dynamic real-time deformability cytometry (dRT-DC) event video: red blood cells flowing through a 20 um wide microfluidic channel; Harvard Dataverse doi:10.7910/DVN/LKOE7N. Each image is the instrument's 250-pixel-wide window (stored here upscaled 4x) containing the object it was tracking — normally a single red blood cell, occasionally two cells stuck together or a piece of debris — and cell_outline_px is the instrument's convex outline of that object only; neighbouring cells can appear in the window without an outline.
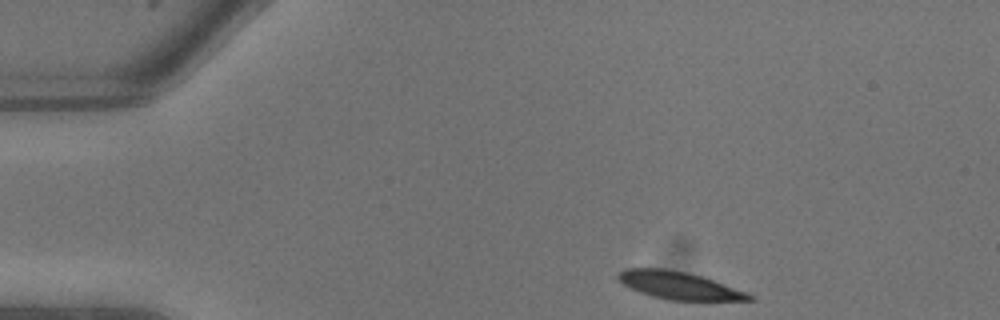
{"species": "common noctule bat (a hibernating species)", "species_latin": "Nyctalus noctula", "temperature_condition": "warm", "stored_images_in_passage": 7, "camera_frame_rate_fps": 3000, "um_per_image_px": 0.085, "animal": {"sex": "male", "body_mass_g": 13.3}, "frame": {"image": 1, "passage_image": 1, "time_ms": 0.0, "image_size_px": [1000, 320], "cell_outline_px": [[756, 300], [668, 300], [652, 296], [640, 292], [624, 284], [616, 276], [624, 268], [664, 268], [688, 272], [704, 276], [748, 292]], "centroid_in_image_um": [57.75, 24.25], "position_along_channel_um": 27.2, "area_um2": 21.1}}
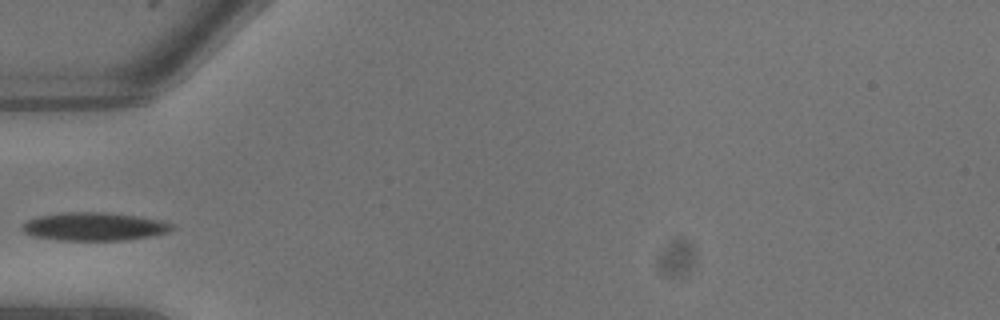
{"frame": {"image": 2, "passage_image": 5, "time_ms": 1.333, "image_size_px": [1000, 320], "cell_outline_px": [[172, 228], [168, 232], [152, 236], [124, 240], [60, 240], [32, 236], [24, 232], [20, 228], [20, 224], [28, 220], [40, 216], [64, 212], [108, 212], [136, 216], [160, 220], [172, 224]], "centroid_in_image_um": [7.97, 19.25], "position_along_channel_um": 77.0, "area_um2": 24.57}}